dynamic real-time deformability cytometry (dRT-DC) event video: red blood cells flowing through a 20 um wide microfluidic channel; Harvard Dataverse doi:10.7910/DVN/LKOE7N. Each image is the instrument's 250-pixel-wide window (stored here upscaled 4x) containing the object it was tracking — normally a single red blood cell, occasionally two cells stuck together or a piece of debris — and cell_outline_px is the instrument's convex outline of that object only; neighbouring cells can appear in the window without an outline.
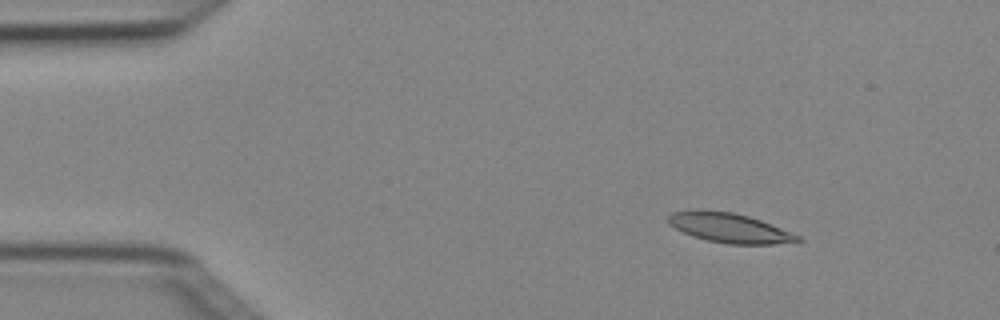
{"species": "Egyptian fruit bat (a non-hibernating species)", "species_latin": "Rousettus aegyptiacus", "temperature_condition": "cold", "stored_images_in_passage": 4, "camera_frame_rate_fps": 3000, "um_per_image_px": 0.085, "animal": {"sex": "female"}, "frame": {"image": 1, "passage_image": 2, "time_ms": 0.333, "image_size_px": [1000, 320], "cell_outline_px": [[804, 240], [772, 244], [728, 244], [708, 240], [684, 232], [668, 224], [668, 216], [672, 212], [688, 208], [704, 208], [732, 212], [748, 216], [760, 220], [800, 236]], "centroid_in_image_um": [61.93, 19.33], "position_along_channel_um": 23.1, "area_um2": 22.37}}